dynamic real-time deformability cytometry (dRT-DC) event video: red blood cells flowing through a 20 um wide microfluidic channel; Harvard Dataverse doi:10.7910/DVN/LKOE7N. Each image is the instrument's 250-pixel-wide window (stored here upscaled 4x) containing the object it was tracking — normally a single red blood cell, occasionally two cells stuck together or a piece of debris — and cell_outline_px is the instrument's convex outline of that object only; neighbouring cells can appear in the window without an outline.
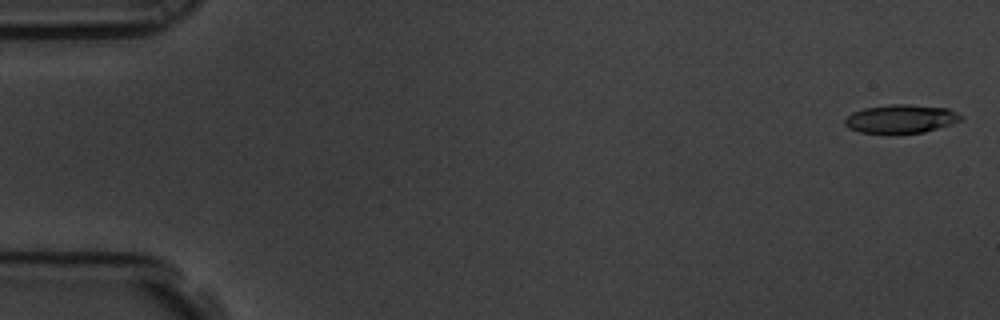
{"species": "common noctule bat (a hibernating species)", "species_latin": "Nyctalus noctula", "temperature_condition": "room temperature", "stored_images_in_passage": 9, "camera_frame_rate_fps": 3000, "um_per_image_px": 0.085, "animal": {"sex": "male", "body_mass_g": 19.5, "forearm_length_mm": 54.6}, "frame": {"image": 1, "passage_image": 1, "time_ms": 0.0, "image_size_px": [1000, 320], "cell_outline_px": [[964, 120], [924, 132], [860, 132], [848, 128], [844, 124], [844, 120], [852, 112], [864, 108], [892, 104], [908, 104], [948, 108], [964, 116]], "centroid_in_image_um": [76.6, 10.08], "position_along_channel_um": 8.4, "area_um2": 19.07}}
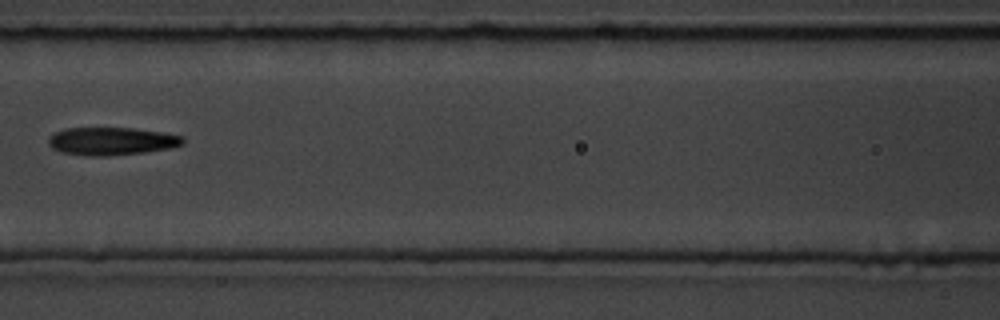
{"frame": {"image": 2, "passage_image": 8, "time_ms": 2.333, "image_size_px": [1000, 320], "cell_outline_px": [[184, 144], [172, 148], [144, 152], [108, 156], [88, 156], [64, 152], [52, 148], [48, 144], [48, 140], [56, 132], [64, 128], [132, 128], [160, 132], [184, 136]], "centroid_in_image_um": [9.52, 12.0], "position_along_channel_um": 157.1, "area_um2": 21.73}}